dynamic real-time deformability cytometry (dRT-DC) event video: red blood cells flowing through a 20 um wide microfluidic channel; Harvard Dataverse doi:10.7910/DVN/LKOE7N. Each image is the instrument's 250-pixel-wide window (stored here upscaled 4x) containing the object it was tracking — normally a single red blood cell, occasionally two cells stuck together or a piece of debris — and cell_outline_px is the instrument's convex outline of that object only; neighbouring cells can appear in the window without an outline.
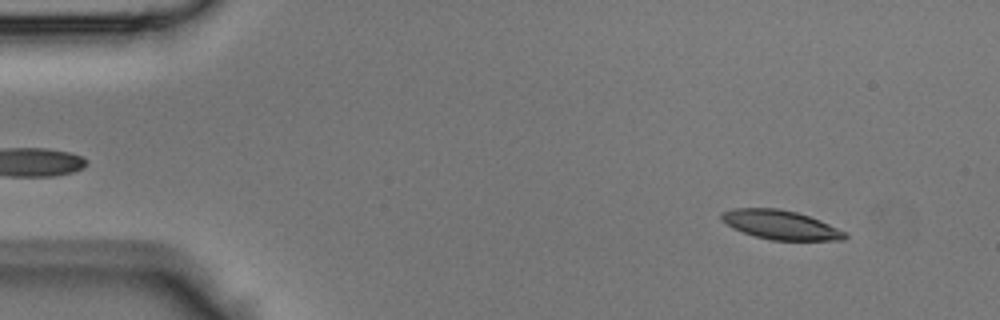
{"species": "Egyptian fruit bat (a non-hibernating species)", "species_latin": "Rousettus aegyptiacus", "temperature_condition": "room temperature", "stored_images_in_passage": 43, "camera_frame_rate_fps": 3000, "um_per_image_px": 0.085, "animal": {"sex": "male"}, "frame": {"image": 1, "passage_image": 4, "time_ms": 1.0, "image_size_px": [1000, 320], "cell_outline_px": [[848, 236], [844, 240], [772, 240], [756, 236], [732, 228], [720, 220], [720, 212], [736, 208], [780, 208], [796, 212], [820, 220], [844, 232]], "centroid_in_image_um": [66.3, 19.1], "position_along_channel_um": 18.7, "area_um2": 20.81}}
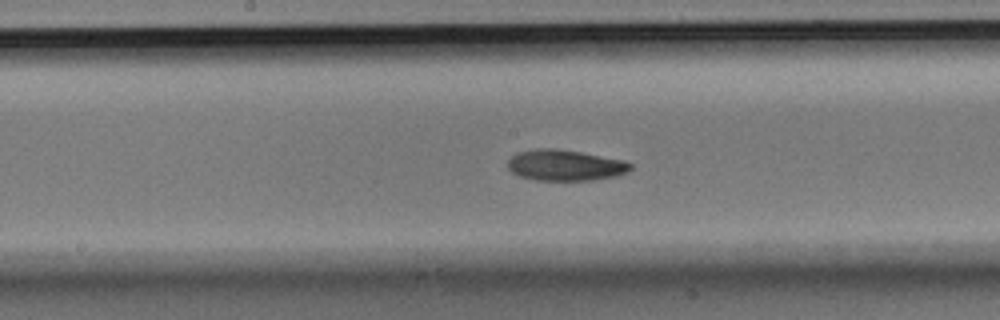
{"frame": {"image": 2, "passage_image": 22, "time_ms": 7.0, "image_size_px": [1000, 320], "cell_outline_px": [[632, 168], [628, 172], [616, 176], [592, 180], [536, 180], [520, 176], [512, 172], [508, 168], [508, 160], [516, 152], [536, 148], [556, 148], [580, 152], [624, 160], [632, 164]], "centroid_in_image_um": [48.03, 14.04], "position_along_channel_um": 200.2, "area_um2": 22.2}}
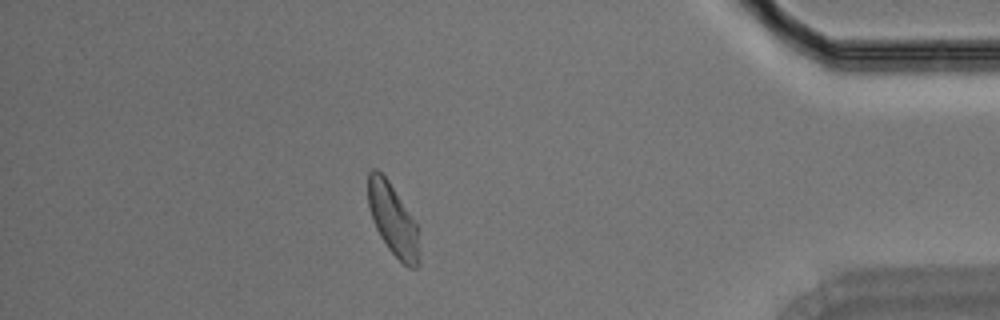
{"frame": {"image": 3, "passage_image": 38, "time_ms": 12.333, "image_size_px": [1000, 320], "cell_outline_px": [[420, 264], [416, 268], [408, 268], [388, 248], [380, 236], [372, 220], [368, 208], [368, 172], [372, 168], [376, 168], [388, 180], [416, 224]], "centroid_in_image_um": [33.37, 18.68], "position_along_channel_um": 401.8, "area_um2": 21.04}}